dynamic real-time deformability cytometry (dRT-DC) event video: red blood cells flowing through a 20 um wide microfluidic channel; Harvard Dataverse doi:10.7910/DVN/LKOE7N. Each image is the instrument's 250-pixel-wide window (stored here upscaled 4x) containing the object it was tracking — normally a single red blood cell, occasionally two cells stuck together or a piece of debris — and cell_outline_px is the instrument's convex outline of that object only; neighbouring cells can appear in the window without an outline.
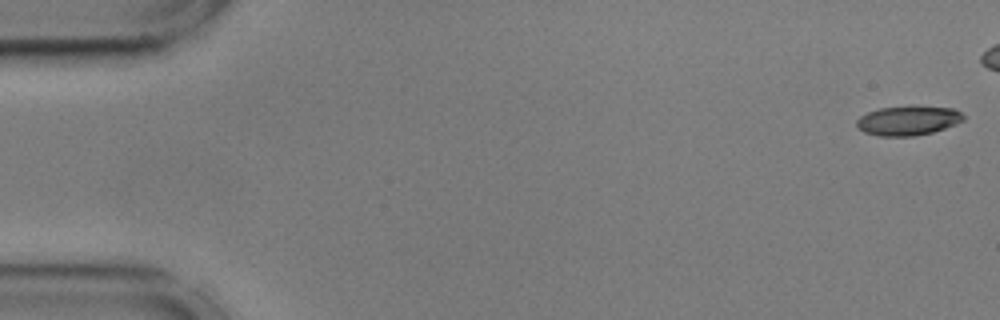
{"species": "common noctule bat (a hibernating species)", "species_latin": "Nyctalus noctula", "temperature_condition": "cold", "stored_images_in_passage": 36, "camera_frame_rate_fps": 3000, "um_per_image_px": 0.085, "animal": {"sex": "male", "body_mass_g": 17.9, "forearm_length_mm": 54.2}, "frame": {"image": 1, "passage_image": 1, "time_ms": 0.0, "image_size_px": [1000, 320], "cell_outline_px": [[964, 120], [956, 124], [932, 132], [912, 136], [880, 136], [864, 132], [856, 124], [856, 120], [860, 116], [868, 112], [880, 108], [912, 104], [916, 104], [952, 108], [960, 112], [964, 116]], "centroid_in_image_um": [77.2, 10.21], "position_along_channel_um": 7.8, "area_um2": 18.67}}
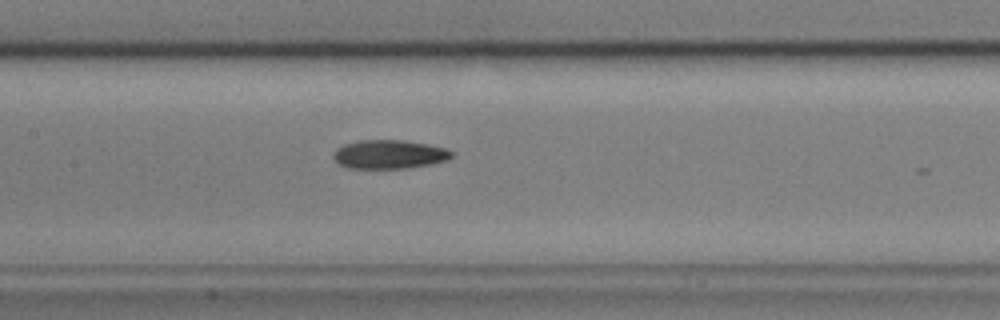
{"frame": {"image": 2, "passage_image": 26, "time_ms": 8.333, "image_size_px": [1000, 320], "cell_outline_px": [[452, 156], [448, 160], [432, 164], [408, 168], [348, 168], [340, 164], [332, 156], [332, 152], [336, 148], [344, 144], [360, 140], [404, 140], [428, 144], [444, 148], [452, 152]], "centroid_in_image_um": [33.07, 13.12], "position_along_channel_um": 174.3, "area_um2": 19.88}}
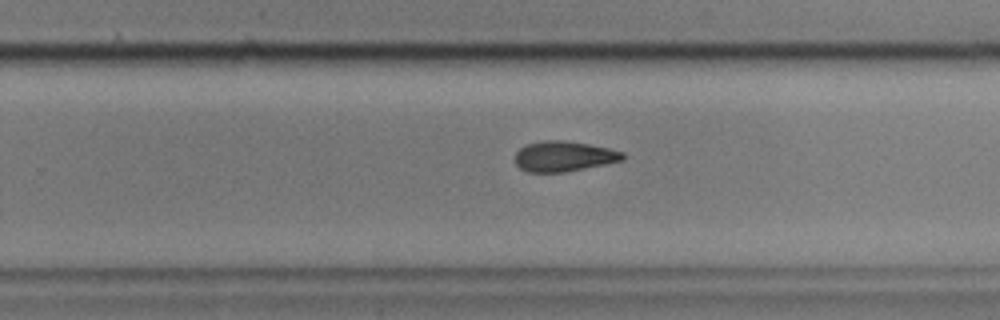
{"frame": {"image": 3, "passage_image": 35, "time_ms": 11.333, "image_size_px": [1000, 320], "cell_outline_px": [[624, 160], [564, 172], [528, 172], [520, 168], [516, 164], [516, 152], [520, 148], [528, 144], [540, 140], [564, 140], [588, 144], [608, 148], [624, 152]], "centroid_in_image_um": [47.92, 13.28], "position_along_channel_um": 281.9, "area_um2": 18.9}}